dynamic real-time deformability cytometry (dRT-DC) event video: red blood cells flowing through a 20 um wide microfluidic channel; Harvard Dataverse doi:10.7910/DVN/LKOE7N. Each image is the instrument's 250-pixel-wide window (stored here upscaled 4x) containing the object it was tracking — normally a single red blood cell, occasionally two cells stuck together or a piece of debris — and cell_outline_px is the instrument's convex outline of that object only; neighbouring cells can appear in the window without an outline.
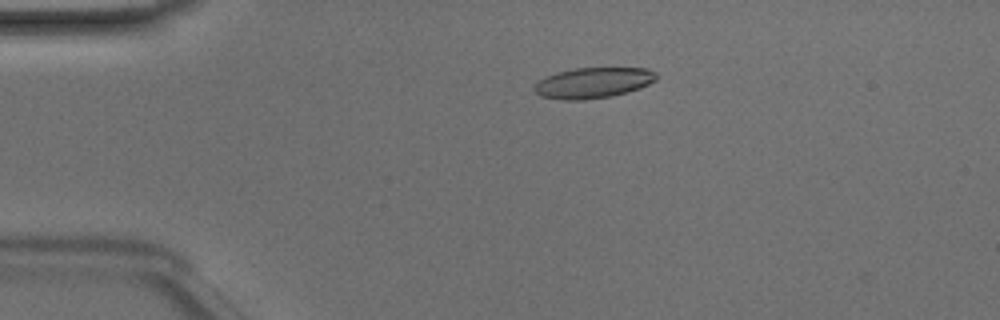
{"species": "Egyptian fruit bat (a non-hibernating species)", "species_latin": "Rousettus aegyptiacus", "temperature_condition": "room temperature", "stored_images_in_passage": 43, "camera_frame_rate_fps": 3000, "um_per_image_px": 0.085, "animal": {"sex": "male"}, "frame": {"image": 1, "passage_image": 5, "time_ms": 1.333, "image_size_px": [1000, 320], "cell_outline_px": [[656, 80], [640, 88], [628, 92], [612, 96], [584, 100], [560, 100], [540, 96], [532, 88], [540, 80], [556, 72], [572, 68], [648, 68], [656, 72]], "centroid_in_image_um": [50.42, 7.04], "position_along_channel_um": 34.6, "area_um2": 21.91}}
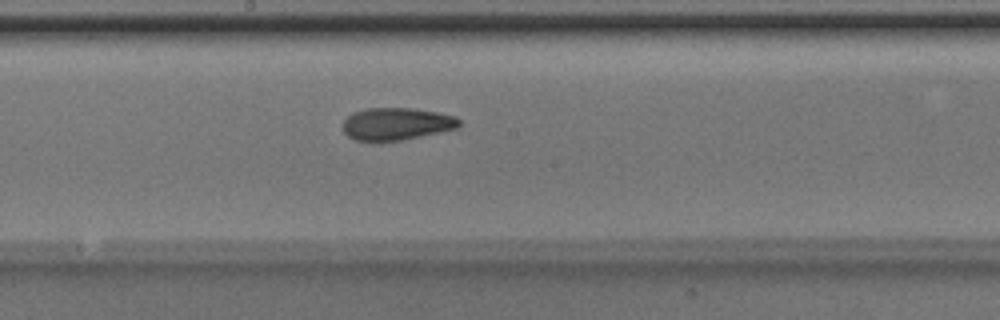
{"frame": {"image": 2, "passage_image": 21, "time_ms": 6.667, "image_size_px": [1000, 320], "cell_outline_px": [[460, 124], [456, 128], [440, 132], [380, 144], [376, 144], [352, 140], [344, 132], [344, 120], [348, 116], [356, 112], [368, 108], [416, 108], [456, 116], [460, 120]], "centroid_in_image_um": [33.66, 10.57], "position_along_channel_um": 214.5, "area_um2": 22.37}}
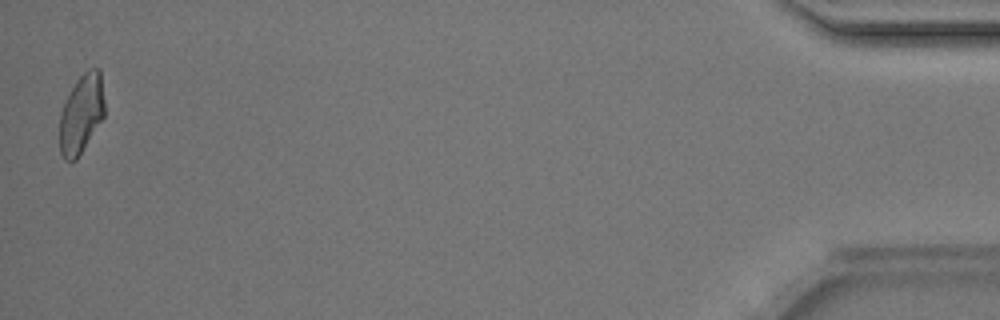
{"frame": {"image": 3, "passage_image": 43, "time_ms": 14.0, "image_size_px": [1000, 320], "cell_outline_px": [[104, 116], [76, 160], [64, 160], [60, 152], [60, 112], [76, 80], [88, 68], [100, 68], [104, 100]], "centroid_in_image_um": [6.92, 9.66], "position_along_channel_um": 428.3, "area_um2": 20.46}, "authors_computed_cell_mechanics": {"area_um2": 21.9062, "velocity_mm_per_s": 4.1742, "shape_relaxation_time_tau1_ms": 4.4529, "shape_relaxation_time_tau2_ms": 2.2735, "deformation_change_tau1": 0.1667, "deformation_change_tau2": 0.0932}}